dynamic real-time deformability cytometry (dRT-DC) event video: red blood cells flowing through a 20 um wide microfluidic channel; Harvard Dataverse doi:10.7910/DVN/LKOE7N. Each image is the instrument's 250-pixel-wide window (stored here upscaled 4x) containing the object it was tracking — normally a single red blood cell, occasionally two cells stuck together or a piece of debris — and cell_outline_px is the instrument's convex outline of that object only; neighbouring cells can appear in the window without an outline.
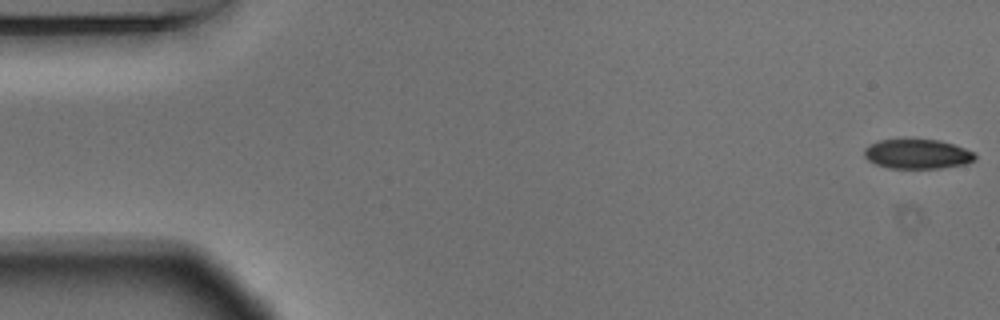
{"species": "Egyptian fruit bat (a non-hibernating species)", "species_latin": "Rousettus aegyptiacus", "temperature_condition": "warm", "stored_images_in_passage": 55, "camera_frame_rate_fps": 3000, "um_per_image_px": 0.085, "animal": {"sex": "male"}, "frame": {"image": 1, "passage_image": 1, "time_ms": 0.0, "image_size_px": [1000, 320], "cell_outline_px": [[976, 160], [968, 164], [940, 168], [888, 168], [876, 164], [868, 160], [864, 156], [864, 148], [880, 140], [904, 136], [940, 140], [976, 152]], "centroid_in_image_um": [77.99, 13.05], "position_along_channel_um": 7.0, "area_um2": 19.94}}
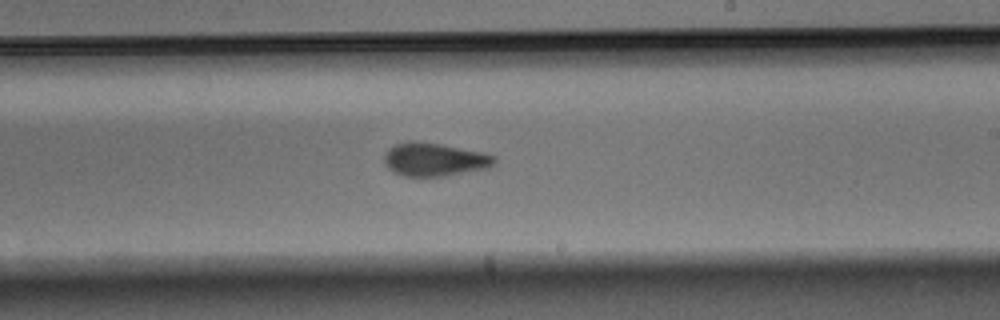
{"frame": {"image": 2, "passage_image": 32, "time_ms": 10.333, "image_size_px": [1000, 320], "cell_outline_px": [[496, 160], [488, 168], [444, 176], [404, 176], [392, 172], [384, 164], [384, 156], [388, 148], [396, 144], [412, 140], [440, 144], [484, 152], [496, 156]], "centroid_in_image_um": [36.91, 13.55], "position_along_channel_um": 252.1, "area_um2": 21.44}}
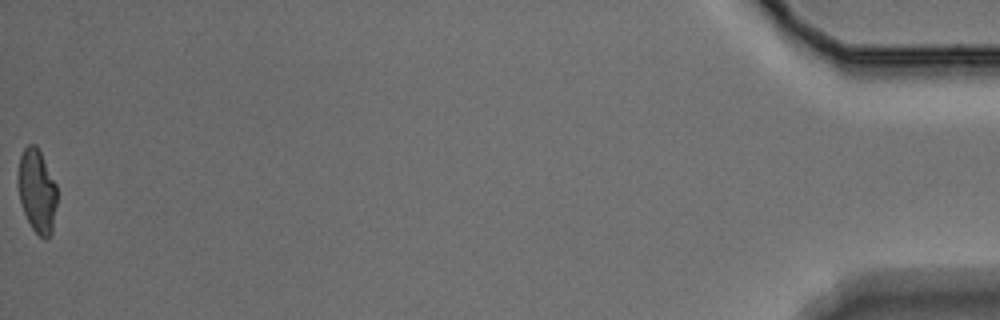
{"frame": {"image": 3, "passage_image": 55, "time_ms": 18.0, "image_size_px": [1000, 320], "cell_outline_px": [[56, 204], [52, 232], [44, 240], [32, 228], [24, 212], [20, 200], [20, 156], [24, 148], [28, 144], [36, 144], [56, 184]], "centroid_in_image_um": [3.17, 16.24], "position_along_channel_um": 432.0, "area_um2": 18.26}, "authors_computed_cell_mechanics": {"area_um2": 20.6924, "velocity_mm_per_s": 3.6902, "shape_relaxation_time_tau1_ms": 5.3785, "shape_relaxation_time_tau2_ms": 1.6441, "deformation_change_tau1": 0.1554, "deformation_change_tau2": 0.056}}